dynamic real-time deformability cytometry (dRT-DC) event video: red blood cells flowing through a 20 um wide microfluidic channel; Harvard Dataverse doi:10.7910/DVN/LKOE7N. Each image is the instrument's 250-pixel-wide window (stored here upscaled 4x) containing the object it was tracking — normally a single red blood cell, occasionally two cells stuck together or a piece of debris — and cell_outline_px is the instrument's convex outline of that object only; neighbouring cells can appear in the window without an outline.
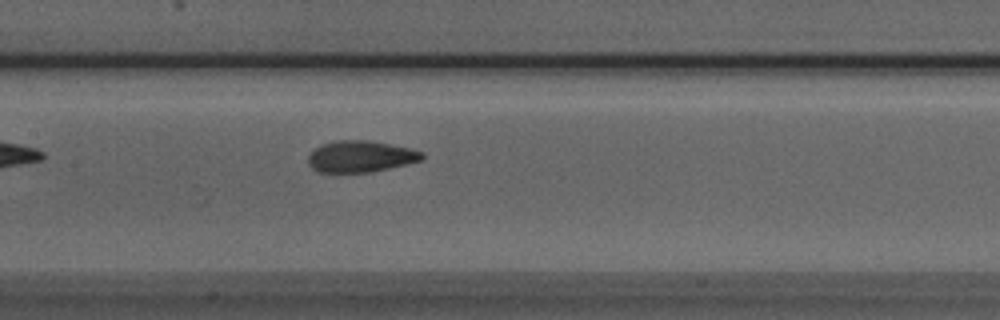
{"species": "Egyptian fruit bat (a non-hibernating species)", "species_latin": "Rousettus aegyptiacus", "temperature_condition": "room temperature", "stored_images_in_passage": 36, "camera_frame_rate_fps": 3000, "um_per_image_px": 0.085, "animal": {"sex": "male"}, "frame": {"image": 1, "passage_image": 9, "time_ms": 2.667, "image_size_px": [1000, 320], "cell_outline_px": [[424, 160], [408, 164], [372, 172], [316, 172], [308, 164], [308, 156], [320, 144], [340, 140], [368, 140], [408, 148], [424, 152]], "centroid_in_image_um": [30.66, 13.31], "position_along_channel_um": 176.7, "area_um2": 20.92}}
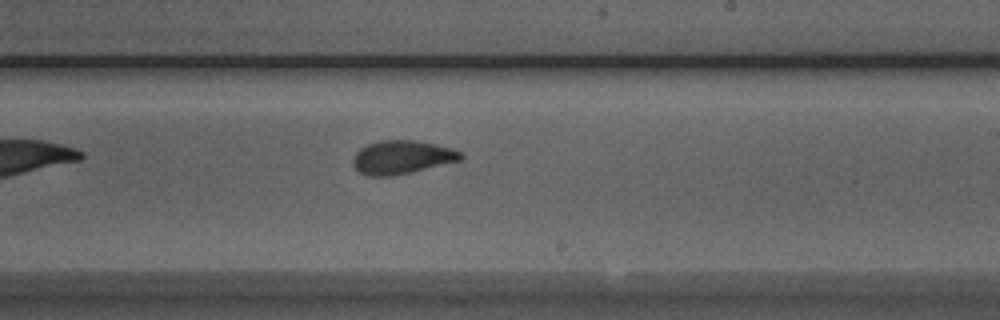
{"frame": {"image": 2, "passage_image": 15, "time_ms": 4.667, "image_size_px": [1000, 320], "cell_outline_px": [[464, 156], [460, 160], [392, 176], [368, 176], [360, 172], [352, 164], [352, 160], [356, 152], [360, 148], [368, 144], [380, 140], [416, 140], [436, 144], [452, 148], [460, 152]], "centroid_in_image_um": [34.13, 13.35], "position_along_channel_um": 254.9, "area_um2": 20.87}}
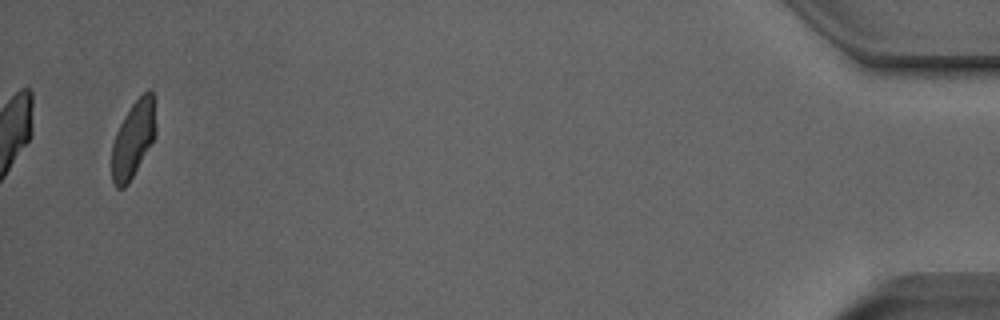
{"frame": {"image": 3, "passage_image": 35, "time_ms": 11.333, "image_size_px": [1000, 320], "cell_outline_px": [[156, 132], [152, 140], [128, 184], [124, 188], [116, 188], [112, 180], [112, 144], [116, 132], [124, 116], [132, 104], [148, 88], [152, 88], [156, 128]], "centroid_in_image_um": [11.31, 11.8], "position_along_channel_um": 423.9, "area_um2": 19.31}}